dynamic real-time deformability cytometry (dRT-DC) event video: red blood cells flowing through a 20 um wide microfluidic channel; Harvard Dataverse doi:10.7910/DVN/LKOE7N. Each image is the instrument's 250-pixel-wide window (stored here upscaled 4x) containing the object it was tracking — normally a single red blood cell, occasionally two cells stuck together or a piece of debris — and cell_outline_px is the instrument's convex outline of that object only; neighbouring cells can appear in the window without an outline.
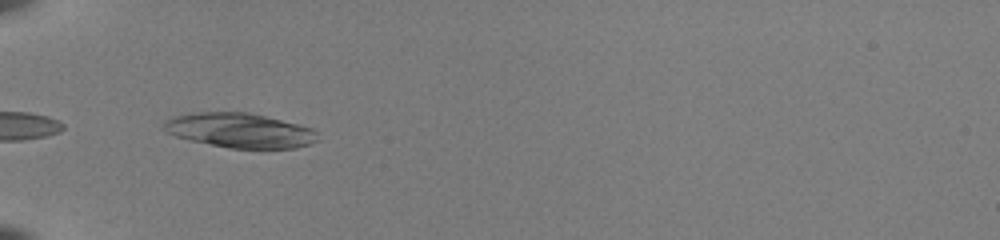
{"species": "common noctule bat (a hibernating species)", "species_latin": "Nyctalus noctula", "temperature_condition": "room temperature", "stored_images_in_passage": 24, "camera_frame_rate_fps": 3000, "um_per_image_px": 0.085, "animal": {"sex": "female", "body_mass_g": 22.0, "forearm_length_mm": 56.7}, "frame": {"image": 1, "passage_image": 20, "time_ms": 6.333, "image_size_px": [1000, 240], "cell_outline_px": [[320, 140], [308, 144], [292, 148], [228, 148], [192, 140], [176, 136], [168, 132], [164, 128], [164, 124], [168, 120], [176, 116], [192, 112], [248, 112], [312, 128], [316, 132]], "centroid_in_image_um": [20.41, 11.08], "position_along_channel_um": 64.6, "area_um2": 30.52}}